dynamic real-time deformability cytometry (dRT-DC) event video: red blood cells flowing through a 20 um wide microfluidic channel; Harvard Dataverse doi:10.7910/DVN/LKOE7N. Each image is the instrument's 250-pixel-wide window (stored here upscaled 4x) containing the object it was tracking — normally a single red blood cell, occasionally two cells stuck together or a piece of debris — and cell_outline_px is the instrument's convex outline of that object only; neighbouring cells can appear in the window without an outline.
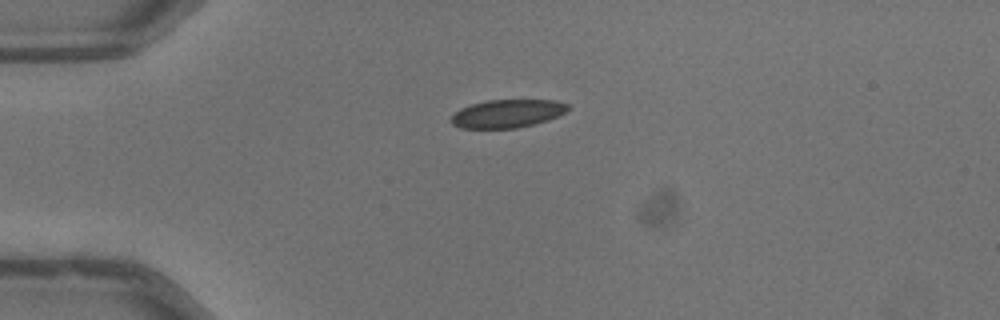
{"species": "common noctule bat (a hibernating species)", "species_latin": "Nyctalus noctula", "temperature_condition": "warm", "stored_images_in_passage": 40, "camera_frame_rate_fps": 3000, "um_per_image_px": 0.085, "animal": {"sex": "male", "body_mass_g": 13.3}, "frame": {"image": 1, "passage_image": 1, "time_ms": 0.0, "image_size_px": [1000, 320], "cell_outline_px": [[568, 108], [564, 112], [548, 120], [536, 124], [516, 128], [460, 128], [452, 124], [448, 120], [460, 108], [484, 100], [556, 100], [568, 104]], "centroid_in_image_um": [43.09, 9.65], "position_along_channel_um": 41.9, "area_um2": 19.19}}
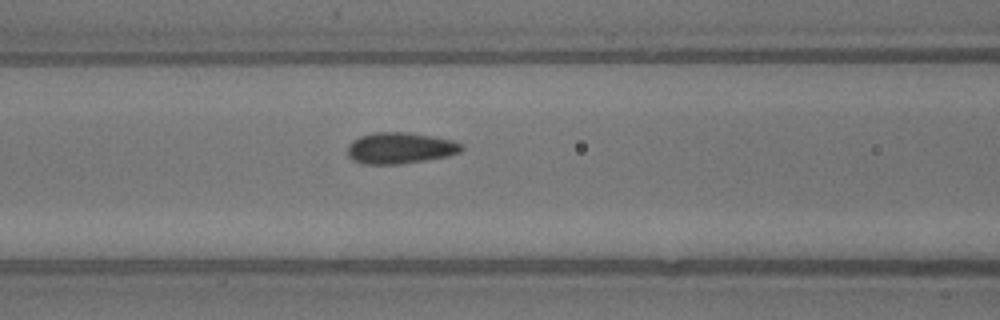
{"frame": {"image": 2, "passage_image": 10, "time_ms": 3.0, "image_size_px": [1000, 320], "cell_outline_px": [[464, 148], [460, 152], [448, 156], [400, 164], [364, 164], [352, 160], [348, 156], [348, 144], [352, 140], [360, 136], [376, 132], [408, 132], [432, 136], [452, 140], [460, 144]], "centroid_in_image_um": [33.98, 12.58], "position_along_channel_um": 132.6, "area_um2": 20.75}}
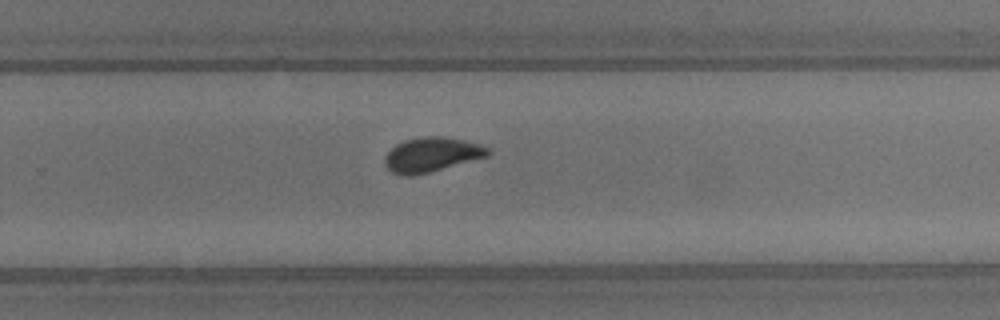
{"frame": {"image": 3, "passage_image": 22, "time_ms": 7.0, "image_size_px": [1000, 320], "cell_outline_px": [[492, 152], [488, 156], [428, 172], [412, 176], [408, 176], [392, 172], [384, 164], [384, 160], [388, 152], [396, 144], [404, 140], [424, 136], [444, 136], [480, 144], [488, 148]], "centroid_in_image_um": [36.69, 13.13], "position_along_channel_um": 293.1, "area_um2": 20.52}, "authors_computed_cell_mechanics": {"area_um2": 20.1433, "velocity_mm_per_s": 4.0231, "shape_relaxation_time_tau1_ms": 7.5763, "shape_relaxation_time_tau2_ms": 0.7864, "deformation_change_tau1": 0.1415, "deformation_change_tau2": 0.0527}}